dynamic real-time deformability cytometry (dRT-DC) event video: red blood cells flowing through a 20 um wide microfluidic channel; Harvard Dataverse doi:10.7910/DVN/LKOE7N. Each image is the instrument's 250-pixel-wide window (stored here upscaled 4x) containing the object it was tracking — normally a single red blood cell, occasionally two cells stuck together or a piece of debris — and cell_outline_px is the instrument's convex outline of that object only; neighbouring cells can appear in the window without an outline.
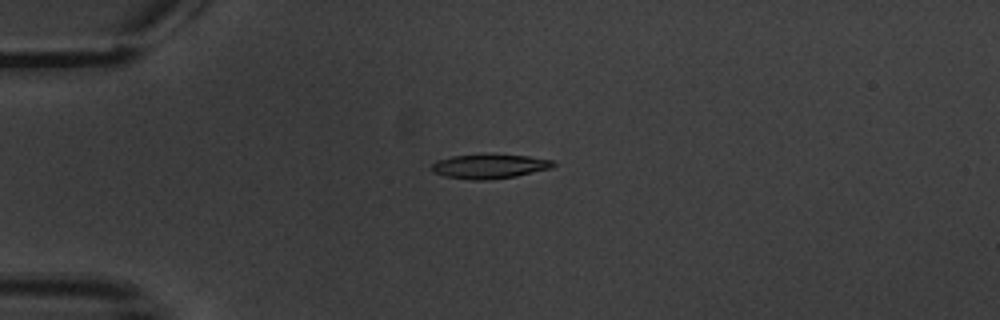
{"species": "common noctule bat (a hibernating species)", "species_latin": "Nyctalus noctula", "temperature_condition": "warm", "stored_images_in_passage": 6, "camera_frame_rate_fps": 3000, "um_per_image_px": 0.085, "animal": {"sex": "male", "body_mass_g": 20.1, "forearm_length_mm": 53.5}, "frame": {"image": 1, "passage_image": 4, "time_ms": 4.333, "image_size_px": [1000, 320], "cell_outline_px": [[556, 164], [552, 168], [516, 176], [488, 180], [472, 180], [444, 176], [432, 172], [432, 164], [436, 160], [452, 156], [528, 156], [552, 160]], "centroid_in_image_um": [41.59, 14.17], "position_along_channel_um": 43.4, "area_um2": 16.76}}